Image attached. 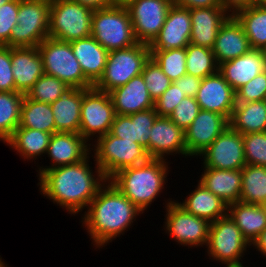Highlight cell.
Listing matches in <instances>:
<instances>
[{
    "label": "cell",
    "instance_id": "44",
    "mask_svg": "<svg viewBox=\"0 0 266 267\" xmlns=\"http://www.w3.org/2000/svg\"><path fill=\"white\" fill-rule=\"evenodd\" d=\"M21 0H11L0 6V45L9 46L12 28L17 24L19 3Z\"/></svg>",
    "mask_w": 266,
    "mask_h": 267
},
{
    "label": "cell",
    "instance_id": "11",
    "mask_svg": "<svg viewBox=\"0 0 266 267\" xmlns=\"http://www.w3.org/2000/svg\"><path fill=\"white\" fill-rule=\"evenodd\" d=\"M115 116L109 93L95 87L83 88L79 133L88 143L95 140L93 137L98 139L109 133Z\"/></svg>",
    "mask_w": 266,
    "mask_h": 267
},
{
    "label": "cell",
    "instance_id": "15",
    "mask_svg": "<svg viewBox=\"0 0 266 267\" xmlns=\"http://www.w3.org/2000/svg\"><path fill=\"white\" fill-rule=\"evenodd\" d=\"M228 126L229 120L224 115L200 109L184 131L187 157H198Z\"/></svg>",
    "mask_w": 266,
    "mask_h": 267
},
{
    "label": "cell",
    "instance_id": "10",
    "mask_svg": "<svg viewBox=\"0 0 266 267\" xmlns=\"http://www.w3.org/2000/svg\"><path fill=\"white\" fill-rule=\"evenodd\" d=\"M250 246L228 214L211 223L206 246L211 260L225 267H244L241 258Z\"/></svg>",
    "mask_w": 266,
    "mask_h": 267
},
{
    "label": "cell",
    "instance_id": "13",
    "mask_svg": "<svg viewBox=\"0 0 266 267\" xmlns=\"http://www.w3.org/2000/svg\"><path fill=\"white\" fill-rule=\"evenodd\" d=\"M124 5L129 11L136 41L150 45L163 27L173 3L169 0H128Z\"/></svg>",
    "mask_w": 266,
    "mask_h": 267
},
{
    "label": "cell",
    "instance_id": "14",
    "mask_svg": "<svg viewBox=\"0 0 266 267\" xmlns=\"http://www.w3.org/2000/svg\"><path fill=\"white\" fill-rule=\"evenodd\" d=\"M199 156L203 158V167L242 169L246 165L243 135L228 126Z\"/></svg>",
    "mask_w": 266,
    "mask_h": 267
},
{
    "label": "cell",
    "instance_id": "41",
    "mask_svg": "<svg viewBox=\"0 0 266 267\" xmlns=\"http://www.w3.org/2000/svg\"><path fill=\"white\" fill-rule=\"evenodd\" d=\"M243 142L246 164L266 167V132L244 134Z\"/></svg>",
    "mask_w": 266,
    "mask_h": 267
},
{
    "label": "cell",
    "instance_id": "25",
    "mask_svg": "<svg viewBox=\"0 0 266 267\" xmlns=\"http://www.w3.org/2000/svg\"><path fill=\"white\" fill-rule=\"evenodd\" d=\"M11 62L16 92L26 94L44 74L38 47H12Z\"/></svg>",
    "mask_w": 266,
    "mask_h": 267
},
{
    "label": "cell",
    "instance_id": "2",
    "mask_svg": "<svg viewBox=\"0 0 266 267\" xmlns=\"http://www.w3.org/2000/svg\"><path fill=\"white\" fill-rule=\"evenodd\" d=\"M87 209L81 222L95 249L107 246V243L125 234L139 214H143L109 180L99 189Z\"/></svg>",
    "mask_w": 266,
    "mask_h": 267
},
{
    "label": "cell",
    "instance_id": "21",
    "mask_svg": "<svg viewBox=\"0 0 266 267\" xmlns=\"http://www.w3.org/2000/svg\"><path fill=\"white\" fill-rule=\"evenodd\" d=\"M118 115H130L155 107L142 74L131 78L126 84L109 92Z\"/></svg>",
    "mask_w": 266,
    "mask_h": 267
},
{
    "label": "cell",
    "instance_id": "29",
    "mask_svg": "<svg viewBox=\"0 0 266 267\" xmlns=\"http://www.w3.org/2000/svg\"><path fill=\"white\" fill-rule=\"evenodd\" d=\"M176 202L186 212L208 220L210 223L227 214L228 205L199 181L196 189L191 191L182 203Z\"/></svg>",
    "mask_w": 266,
    "mask_h": 267
},
{
    "label": "cell",
    "instance_id": "23",
    "mask_svg": "<svg viewBox=\"0 0 266 267\" xmlns=\"http://www.w3.org/2000/svg\"><path fill=\"white\" fill-rule=\"evenodd\" d=\"M190 43L212 49L221 25L230 14L222 6L190 10Z\"/></svg>",
    "mask_w": 266,
    "mask_h": 267
},
{
    "label": "cell",
    "instance_id": "28",
    "mask_svg": "<svg viewBox=\"0 0 266 267\" xmlns=\"http://www.w3.org/2000/svg\"><path fill=\"white\" fill-rule=\"evenodd\" d=\"M82 100L83 88H71L50 104L57 132L79 133Z\"/></svg>",
    "mask_w": 266,
    "mask_h": 267
},
{
    "label": "cell",
    "instance_id": "55",
    "mask_svg": "<svg viewBox=\"0 0 266 267\" xmlns=\"http://www.w3.org/2000/svg\"><path fill=\"white\" fill-rule=\"evenodd\" d=\"M9 1H11V0H0V6L1 5H5L7 2H9Z\"/></svg>",
    "mask_w": 266,
    "mask_h": 267
},
{
    "label": "cell",
    "instance_id": "47",
    "mask_svg": "<svg viewBox=\"0 0 266 267\" xmlns=\"http://www.w3.org/2000/svg\"><path fill=\"white\" fill-rule=\"evenodd\" d=\"M202 79L193 75L185 74L178 80L174 81L178 88L188 97H194L200 88Z\"/></svg>",
    "mask_w": 266,
    "mask_h": 267
},
{
    "label": "cell",
    "instance_id": "17",
    "mask_svg": "<svg viewBox=\"0 0 266 267\" xmlns=\"http://www.w3.org/2000/svg\"><path fill=\"white\" fill-rule=\"evenodd\" d=\"M90 146L91 143H87L80 133L56 132L52 134L46 153L52 160V164L38 168V175L40 176L48 169L71 165L84 160L92 153Z\"/></svg>",
    "mask_w": 266,
    "mask_h": 267
},
{
    "label": "cell",
    "instance_id": "52",
    "mask_svg": "<svg viewBox=\"0 0 266 267\" xmlns=\"http://www.w3.org/2000/svg\"><path fill=\"white\" fill-rule=\"evenodd\" d=\"M256 6H266V0H254Z\"/></svg>",
    "mask_w": 266,
    "mask_h": 267
},
{
    "label": "cell",
    "instance_id": "31",
    "mask_svg": "<svg viewBox=\"0 0 266 267\" xmlns=\"http://www.w3.org/2000/svg\"><path fill=\"white\" fill-rule=\"evenodd\" d=\"M229 127L242 135L266 132V100L236 103Z\"/></svg>",
    "mask_w": 266,
    "mask_h": 267
},
{
    "label": "cell",
    "instance_id": "46",
    "mask_svg": "<svg viewBox=\"0 0 266 267\" xmlns=\"http://www.w3.org/2000/svg\"><path fill=\"white\" fill-rule=\"evenodd\" d=\"M0 91L16 92L12 74L11 47L0 45Z\"/></svg>",
    "mask_w": 266,
    "mask_h": 267
},
{
    "label": "cell",
    "instance_id": "34",
    "mask_svg": "<svg viewBox=\"0 0 266 267\" xmlns=\"http://www.w3.org/2000/svg\"><path fill=\"white\" fill-rule=\"evenodd\" d=\"M241 24L252 49L266 47V6H251L233 15Z\"/></svg>",
    "mask_w": 266,
    "mask_h": 267
},
{
    "label": "cell",
    "instance_id": "36",
    "mask_svg": "<svg viewBox=\"0 0 266 267\" xmlns=\"http://www.w3.org/2000/svg\"><path fill=\"white\" fill-rule=\"evenodd\" d=\"M25 94L0 91V141L5 143L20 124L21 104Z\"/></svg>",
    "mask_w": 266,
    "mask_h": 267
},
{
    "label": "cell",
    "instance_id": "20",
    "mask_svg": "<svg viewBox=\"0 0 266 267\" xmlns=\"http://www.w3.org/2000/svg\"><path fill=\"white\" fill-rule=\"evenodd\" d=\"M157 117L155 107L130 115L116 114L109 133L117 138L139 143L149 156V135Z\"/></svg>",
    "mask_w": 266,
    "mask_h": 267
},
{
    "label": "cell",
    "instance_id": "5",
    "mask_svg": "<svg viewBox=\"0 0 266 267\" xmlns=\"http://www.w3.org/2000/svg\"><path fill=\"white\" fill-rule=\"evenodd\" d=\"M94 142L91 144L94 161L107 180L122 169L146 163L150 159L146 149L139 143L117 138L110 133Z\"/></svg>",
    "mask_w": 266,
    "mask_h": 267
},
{
    "label": "cell",
    "instance_id": "24",
    "mask_svg": "<svg viewBox=\"0 0 266 267\" xmlns=\"http://www.w3.org/2000/svg\"><path fill=\"white\" fill-rule=\"evenodd\" d=\"M266 70L263 50L251 49L235 59L219 64L218 72L236 91Z\"/></svg>",
    "mask_w": 266,
    "mask_h": 267
},
{
    "label": "cell",
    "instance_id": "6",
    "mask_svg": "<svg viewBox=\"0 0 266 267\" xmlns=\"http://www.w3.org/2000/svg\"><path fill=\"white\" fill-rule=\"evenodd\" d=\"M45 74L60 79L70 88H91L94 85L84 76L70 42L47 37L38 45Z\"/></svg>",
    "mask_w": 266,
    "mask_h": 267
},
{
    "label": "cell",
    "instance_id": "4",
    "mask_svg": "<svg viewBox=\"0 0 266 267\" xmlns=\"http://www.w3.org/2000/svg\"><path fill=\"white\" fill-rule=\"evenodd\" d=\"M91 36L107 51L126 49L138 42L124 4H112L92 13Z\"/></svg>",
    "mask_w": 266,
    "mask_h": 267
},
{
    "label": "cell",
    "instance_id": "30",
    "mask_svg": "<svg viewBox=\"0 0 266 267\" xmlns=\"http://www.w3.org/2000/svg\"><path fill=\"white\" fill-rule=\"evenodd\" d=\"M227 214L250 245L266 228V215L261 205L239 201L227 206Z\"/></svg>",
    "mask_w": 266,
    "mask_h": 267
},
{
    "label": "cell",
    "instance_id": "7",
    "mask_svg": "<svg viewBox=\"0 0 266 267\" xmlns=\"http://www.w3.org/2000/svg\"><path fill=\"white\" fill-rule=\"evenodd\" d=\"M150 57V47L144 43H137L126 49L109 51L104 73L94 87L109 93L123 86L131 78L142 73Z\"/></svg>",
    "mask_w": 266,
    "mask_h": 267
},
{
    "label": "cell",
    "instance_id": "9",
    "mask_svg": "<svg viewBox=\"0 0 266 267\" xmlns=\"http://www.w3.org/2000/svg\"><path fill=\"white\" fill-rule=\"evenodd\" d=\"M51 0H21L9 47H38L49 36Z\"/></svg>",
    "mask_w": 266,
    "mask_h": 267
},
{
    "label": "cell",
    "instance_id": "42",
    "mask_svg": "<svg viewBox=\"0 0 266 267\" xmlns=\"http://www.w3.org/2000/svg\"><path fill=\"white\" fill-rule=\"evenodd\" d=\"M235 92L236 103L266 100V70Z\"/></svg>",
    "mask_w": 266,
    "mask_h": 267
},
{
    "label": "cell",
    "instance_id": "35",
    "mask_svg": "<svg viewBox=\"0 0 266 267\" xmlns=\"http://www.w3.org/2000/svg\"><path fill=\"white\" fill-rule=\"evenodd\" d=\"M240 202L261 205L266 202V167L245 165L242 168Z\"/></svg>",
    "mask_w": 266,
    "mask_h": 267
},
{
    "label": "cell",
    "instance_id": "39",
    "mask_svg": "<svg viewBox=\"0 0 266 267\" xmlns=\"http://www.w3.org/2000/svg\"><path fill=\"white\" fill-rule=\"evenodd\" d=\"M70 89L60 79L44 73L26 95L34 101L51 104L65 95Z\"/></svg>",
    "mask_w": 266,
    "mask_h": 267
},
{
    "label": "cell",
    "instance_id": "16",
    "mask_svg": "<svg viewBox=\"0 0 266 267\" xmlns=\"http://www.w3.org/2000/svg\"><path fill=\"white\" fill-rule=\"evenodd\" d=\"M195 99L200 109L222 114L229 120L236 105V92L217 72L202 79Z\"/></svg>",
    "mask_w": 266,
    "mask_h": 267
},
{
    "label": "cell",
    "instance_id": "38",
    "mask_svg": "<svg viewBox=\"0 0 266 267\" xmlns=\"http://www.w3.org/2000/svg\"><path fill=\"white\" fill-rule=\"evenodd\" d=\"M150 52L151 57L172 82L187 74L186 48L150 50Z\"/></svg>",
    "mask_w": 266,
    "mask_h": 267
},
{
    "label": "cell",
    "instance_id": "27",
    "mask_svg": "<svg viewBox=\"0 0 266 267\" xmlns=\"http://www.w3.org/2000/svg\"><path fill=\"white\" fill-rule=\"evenodd\" d=\"M201 178L198 180L214 195L227 205L240 201L242 188V169L219 170L203 167Z\"/></svg>",
    "mask_w": 266,
    "mask_h": 267
},
{
    "label": "cell",
    "instance_id": "43",
    "mask_svg": "<svg viewBox=\"0 0 266 267\" xmlns=\"http://www.w3.org/2000/svg\"><path fill=\"white\" fill-rule=\"evenodd\" d=\"M200 111L199 104L194 97H188L182 99V101L176 106L169 118L183 131H185L197 117Z\"/></svg>",
    "mask_w": 266,
    "mask_h": 267
},
{
    "label": "cell",
    "instance_id": "1",
    "mask_svg": "<svg viewBox=\"0 0 266 267\" xmlns=\"http://www.w3.org/2000/svg\"><path fill=\"white\" fill-rule=\"evenodd\" d=\"M89 158L88 155L78 163L44 171L38 176L41 194L71 215L87 210L99 189L108 181L96 162L93 172Z\"/></svg>",
    "mask_w": 266,
    "mask_h": 267
},
{
    "label": "cell",
    "instance_id": "22",
    "mask_svg": "<svg viewBox=\"0 0 266 267\" xmlns=\"http://www.w3.org/2000/svg\"><path fill=\"white\" fill-rule=\"evenodd\" d=\"M251 49L241 24L230 15L221 25L212 48L217 64L240 57Z\"/></svg>",
    "mask_w": 266,
    "mask_h": 267
},
{
    "label": "cell",
    "instance_id": "45",
    "mask_svg": "<svg viewBox=\"0 0 266 267\" xmlns=\"http://www.w3.org/2000/svg\"><path fill=\"white\" fill-rule=\"evenodd\" d=\"M186 95L172 82L168 89L155 101V110L159 117H169Z\"/></svg>",
    "mask_w": 266,
    "mask_h": 267
},
{
    "label": "cell",
    "instance_id": "51",
    "mask_svg": "<svg viewBox=\"0 0 266 267\" xmlns=\"http://www.w3.org/2000/svg\"><path fill=\"white\" fill-rule=\"evenodd\" d=\"M251 245L266 258V228L258 235Z\"/></svg>",
    "mask_w": 266,
    "mask_h": 267
},
{
    "label": "cell",
    "instance_id": "49",
    "mask_svg": "<svg viewBox=\"0 0 266 267\" xmlns=\"http://www.w3.org/2000/svg\"><path fill=\"white\" fill-rule=\"evenodd\" d=\"M221 6L230 14L254 6V0H220Z\"/></svg>",
    "mask_w": 266,
    "mask_h": 267
},
{
    "label": "cell",
    "instance_id": "18",
    "mask_svg": "<svg viewBox=\"0 0 266 267\" xmlns=\"http://www.w3.org/2000/svg\"><path fill=\"white\" fill-rule=\"evenodd\" d=\"M191 27L190 10L173 4L158 36L149 45L150 50L186 48L190 44Z\"/></svg>",
    "mask_w": 266,
    "mask_h": 267
},
{
    "label": "cell",
    "instance_id": "3",
    "mask_svg": "<svg viewBox=\"0 0 266 267\" xmlns=\"http://www.w3.org/2000/svg\"><path fill=\"white\" fill-rule=\"evenodd\" d=\"M168 163L163 159H149L118 171L109 181L144 213L164 189Z\"/></svg>",
    "mask_w": 266,
    "mask_h": 267
},
{
    "label": "cell",
    "instance_id": "33",
    "mask_svg": "<svg viewBox=\"0 0 266 267\" xmlns=\"http://www.w3.org/2000/svg\"><path fill=\"white\" fill-rule=\"evenodd\" d=\"M17 128H30L51 134L56 133L50 104L34 101L25 94L21 104L20 124Z\"/></svg>",
    "mask_w": 266,
    "mask_h": 267
},
{
    "label": "cell",
    "instance_id": "12",
    "mask_svg": "<svg viewBox=\"0 0 266 267\" xmlns=\"http://www.w3.org/2000/svg\"><path fill=\"white\" fill-rule=\"evenodd\" d=\"M164 230L179 245L190 247L207 246L211 223L186 212L172 198L165 201Z\"/></svg>",
    "mask_w": 266,
    "mask_h": 267
},
{
    "label": "cell",
    "instance_id": "56",
    "mask_svg": "<svg viewBox=\"0 0 266 267\" xmlns=\"http://www.w3.org/2000/svg\"><path fill=\"white\" fill-rule=\"evenodd\" d=\"M264 55H265V60H266V47L263 49Z\"/></svg>",
    "mask_w": 266,
    "mask_h": 267
},
{
    "label": "cell",
    "instance_id": "19",
    "mask_svg": "<svg viewBox=\"0 0 266 267\" xmlns=\"http://www.w3.org/2000/svg\"><path fill=\"white\" fill-rule=\"evenodd\" d=\"M149 141L150 159L167 160L166 156H187L185 132L169 117H157L151 127Z\"/></svg>",
    "mask_w": 266,
    "mask_h": 267
},
{
    "label": "cell",
    "instance_id": "8",
    "mask_svg": "<svg viewBox=\"0 0 266 267\" xmlns=\"http://www.w3.org/2000/svg\"><path fill=\"white\" fill-rule=\"evenodd\" d=\"M92 13L74 0H51L48 37L72 42L91 36Z\"/></svg>",
    "mask_w": 266,
    "mask_h": 267
},
{
    "label": "cell",
    "instance_id": "32",
    "mask_svg": "<svg viewBox=\"0 0 266 267\" xmlns=\"http://www.w3.org/2000/svg\"><path fill=\"white\" fill-rule=\"evenodd\" d=\"M52 134L37 129L16 128L13 135L5 142L15 149L23 159L32 160L47 153Z\"/></svg>",
    "mask_w": 266,
    "mask_h": 267
},
{
    "label": "cell",
    "instance_id": "54",
    "mask_svg": "<svg viewBox=\"0 0 266 267\" xmlns=\"http://www.w3.org/2000/svg\"><path fill=\"white\" fill-rule=\"evenodd\" d=\"M262 209L264 210V213L266 215V202L261 204Z\"/></svg>",
    "mask_w": 266,
    "mask_h": 267
},
{
    "label": "cell",
    "instance_id": "40",
    "mask_svg": "<svg viewBox=\"0 0 266 267\" xmlns=\"http://www.w3.org/2000/svg\"><path fill=\"white\" fill-rule=\"evenodd\" d=\"M141 74L144 78L150 97L154 102L172 83L152 57L146 62Z\"/></svg>",
    "mask_w": 266,
    "mask_h": 267
},
{
    "label": "cell",
    "instance_id": "37",
    "mask_svg": "<svg viewBox=\"0 0 266 267\" xmlns=\"http://www.w3.org/2000/svg\"><path fill=\"white\" fill-rule=\"evenodd\" d=\"M212 49L190 43L186 47V72L198 78H205L218 72Z\"/></svg>",
    "mask_w": 266,
    "mask_h": 267
},
{
    "label": "cell",
    "instance_id": "50",
    "mask_svg": "<svg viewBox=\"0 0 266 267\" xmlns=\"http://www.w3.org/2000/svg\"><path fill=\"white\" fill-rule=\"evenodd\" d=\"M90 9L99 10L112 5L111 0H74Z\"/></svg>",
    "mask_w": 266,
    "mask_h": 267
},
{
    "label": "cell",
    "instance_id": "48",
    "mask_svg": "<svg viewBox=\"0 0 266 267\" xmlns=\"http://www.w3.org/2000/svg\"><path fill=\"white\" fill-rule=\"evenodd\" d=\"M174 5L189 10L195 8H210L213 6H221L220 0H174Z\"/></svg>",
    "mask_w": 266,
    "mask_h": 267
},
{
    "label": "cell",
    "instance_id": "26",
    "mask_svg": "<svg viewBox=\"0 0 266 267\" xmlns=\"http://www.w3.org/2000/svg\"><path fill=\"white\" fill-rule=\"evenodd\" d=\"M70 44L84 76L95 85L104 73L109 51L93 36L74 40Z\"/></svg>",
    "mask_w": 266,
    "mask_h": 267
},
{
    "label": "cell",
    "instance_id": "53",
    "mask_svg": "<svg viewBox=\"0 0 266 267\" xmlns=\"http://www.w3.org/2000/svg\"><path fill=\"white\" fill-rule=\"evenodd\" d=\"M128 0H111L114 4H125Z\"/></svg>",
    "mask_w": 266,
    "mask_h": 267
}]
</instances>
